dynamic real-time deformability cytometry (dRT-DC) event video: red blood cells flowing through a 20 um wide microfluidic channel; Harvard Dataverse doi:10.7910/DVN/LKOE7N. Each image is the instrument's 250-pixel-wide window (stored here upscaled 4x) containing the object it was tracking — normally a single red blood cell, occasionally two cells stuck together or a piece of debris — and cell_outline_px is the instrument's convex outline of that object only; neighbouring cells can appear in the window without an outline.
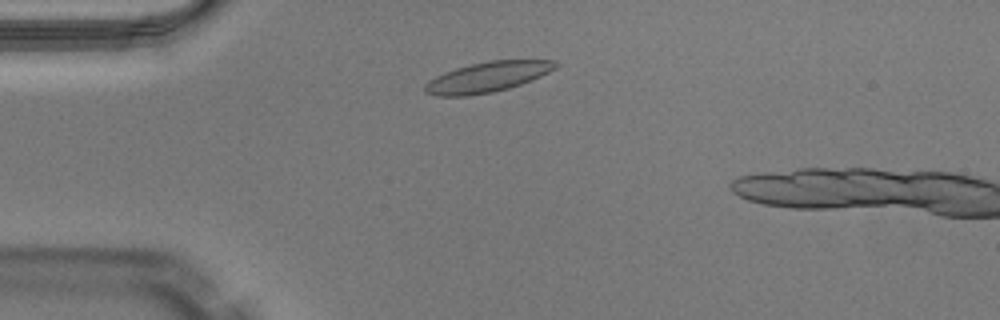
{"species": "Egyptian fruit bat (a non-hibernating species)", "species_latin": "Rousettus aegyptiacus", "temperature_condition": "warm", "stored_images_in_passage": 9, "camera_frame_rate_fps": 3000, "um_per_image_px": 0.085, "animal": {"sex": "male"}, "frame": {"image": 1, "passage_image": 6, "time_ms": 1.667, "image_size_px": [1000, 320], "cell_outline_px": [[560, 64], [556, 68], [532, 80], [508, 88], [492, 92], [468, 96], [436, 96], [424, 92], [424, 84], [428, 80], [444, 72], [456, 68], [488, 60], [556, 60]], "centroid_in_image_um": [41.41, 6.55], "position_along_channel_um": 43.6, "area_um2": 23.06}}